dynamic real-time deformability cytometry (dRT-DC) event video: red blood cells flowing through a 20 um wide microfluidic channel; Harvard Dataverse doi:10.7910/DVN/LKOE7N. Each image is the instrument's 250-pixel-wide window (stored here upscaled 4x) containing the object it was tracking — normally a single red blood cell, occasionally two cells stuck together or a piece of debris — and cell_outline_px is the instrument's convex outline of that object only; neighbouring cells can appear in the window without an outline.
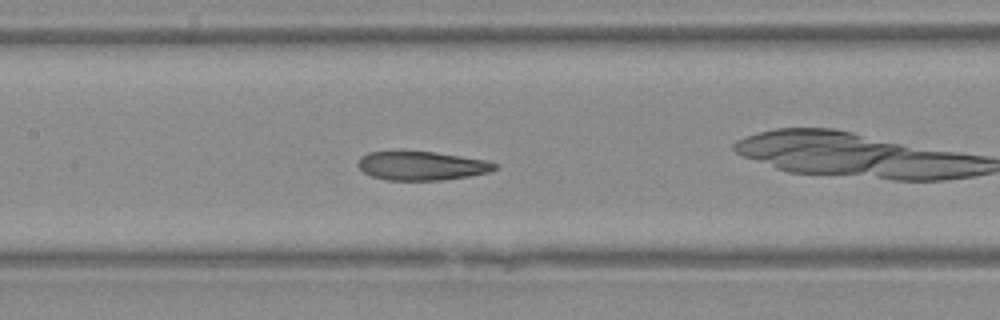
{"species": "Egyptian fruit bat (a non-hibernating species)", "species_latin": "Rousettus aegyptiacus", "temperature_condition": "warm", "stored_images_in_passage": 26, "camera_frame_rate_fps": 3000, "um_per_image_px": 0.085, "animal": {"sex": "female"}, "frame": {"image": 1, "passage_image": 12, "time_ms": 3.667, "image_size_px": [1000, 320], "cell_outline_px": [[500, 164], [496, 168], [488, 172], [468, 176], [444, 180], [388, 180], [372, 176], [364, 172], [360, 168], [360, 156], [368, 152], [436, 152], [488, 160]], "centroid_in_image_um": [35.91, 14.09], "position_along_channel_um": 171.5, "area_um2": 22.77}}
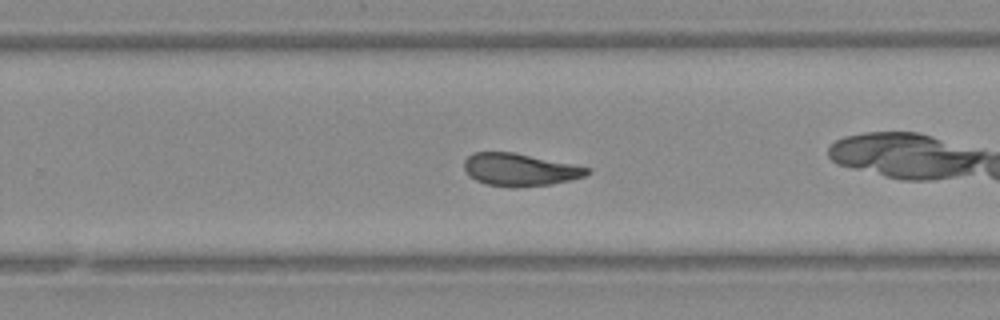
{"frame": {"image": 2, "passage_image": 19, "time_ms": 6.0, "image_size_px": [1000, 320], "cell_outline_px": [[592, 172], [584, 176], [572, 180], [552, 184], [516, 188], [512, 188], [488, 184], [476, 180], [464, 168], [464, 160], [468, 156], [476, 152], [512, 152], [592, 168]], "centroid_in_image_um": [44.23, 14.43], "position_along_channel_um": 285.6, "area_um2": 23.24}}